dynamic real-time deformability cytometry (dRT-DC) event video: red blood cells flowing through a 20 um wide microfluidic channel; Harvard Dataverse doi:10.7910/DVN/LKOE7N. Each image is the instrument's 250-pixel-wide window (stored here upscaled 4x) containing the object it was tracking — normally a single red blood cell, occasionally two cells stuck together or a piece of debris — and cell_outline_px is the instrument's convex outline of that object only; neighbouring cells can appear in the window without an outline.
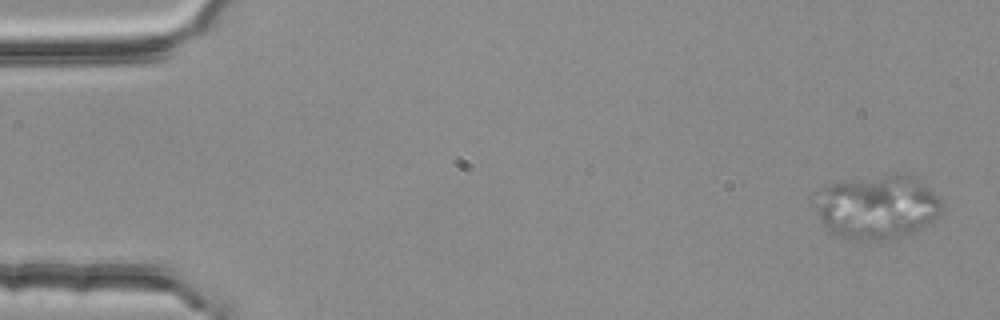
{"species": "common noctule bat (a hibernating species)", "species_latin": "Nyctalus noctula", "temperature_condition": "room temperature", "stored_images_in_passage": 4, "segment_of_instrument_passage": [1, 2], "camera_frame_rate_fps": 3000, "um_per_image_px": 0.085, "animal": {"sex": "female", "body_mass_g": 25.1}, "frame": {"image": 1, "passage_image": 1, "time_ms": 0.0, "image_size_px": [1000, 320], "cell_outline_px": [[944, 208], [940, 216], [900, 240], [852, 240], [828, 232], [824, 228], [808, 196], [820, 188], [828, 184], [840, 180], [896, 172], [908, 172], [916, 176], [940, 196], [944, 204]], "centroid_in_image_um": [74.52, 17.55], "position_along_channel_um": 10.5, "area_um2": 49.94}}